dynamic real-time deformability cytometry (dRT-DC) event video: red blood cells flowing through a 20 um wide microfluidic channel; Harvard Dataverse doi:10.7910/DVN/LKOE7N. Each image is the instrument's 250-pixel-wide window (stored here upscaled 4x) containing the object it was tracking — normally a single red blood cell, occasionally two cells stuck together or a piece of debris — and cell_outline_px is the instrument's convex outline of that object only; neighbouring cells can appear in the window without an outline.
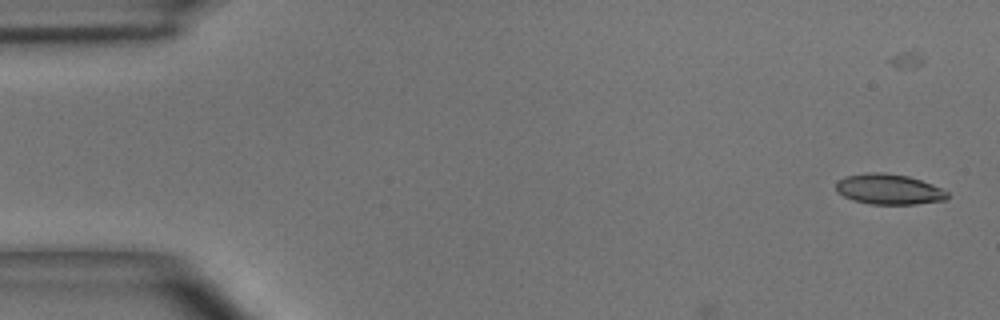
{"species": "common noctule bat (a hibernating species)", "species_latin": "Nyctalus noctula", "temperature_condition": "room temperature", "stored_images_in_passage": 4, "camera_frame_rate_fps": 3000, "um_per_image_px": 0.085, "animal": {"sex": "male", "body_mass_g": 15.6}, "frame": {"image": 1, "passage_image": 1, "time_ms": 0.0, "image_size_px": [1000, 320], "cell_outline_px": [[948, 196], [944, 200], [916, 204], [872, 204], [852, 200], [836, 192], [836, 180], [844, 176], [868, 172], [884, 172], [908, 176], [932, 184], [948, 192]], "centroid_in_image_um": [75.5, 16.07], "position_along_channel_um": 9.5, "area_um2": 19.83}}